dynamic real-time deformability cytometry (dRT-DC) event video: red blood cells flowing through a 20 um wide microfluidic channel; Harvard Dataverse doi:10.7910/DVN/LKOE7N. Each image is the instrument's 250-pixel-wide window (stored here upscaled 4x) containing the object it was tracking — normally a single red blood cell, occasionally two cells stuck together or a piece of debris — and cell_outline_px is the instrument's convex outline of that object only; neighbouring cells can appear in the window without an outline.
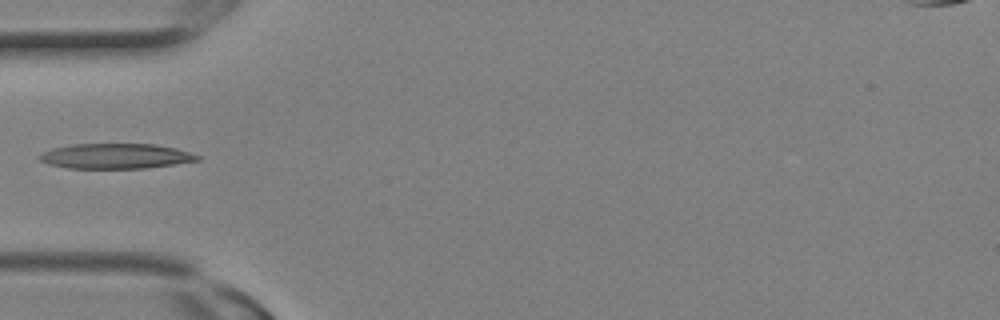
{"species": "Egyptian fruit bat (a non-hibernating species)", "species_latin": "Rousettus aegyptiacus", "temperature_condition": "room temperature", "stored_images_in_passage": 3, "camera_frame_rate_fps": 3000, "um_per_image_px": 0.085, "animal": {"sex": "female"}, "frame": {"image": 1, "passage_image": 3, "time_ms": 0.667, "image_size_px": [1000, 320], "cell_outline_px": [[200, 160], [144, 168], [68, 168], [48, 164], [40, 160], [36, 156], [52, 148], [72, 144], [156, 144], [176, 148], [200, 156]], "centroid_in_image_um": [9.8, 13.26], "position_along_channel_um": 75.2, "area_um2": 23.0}}